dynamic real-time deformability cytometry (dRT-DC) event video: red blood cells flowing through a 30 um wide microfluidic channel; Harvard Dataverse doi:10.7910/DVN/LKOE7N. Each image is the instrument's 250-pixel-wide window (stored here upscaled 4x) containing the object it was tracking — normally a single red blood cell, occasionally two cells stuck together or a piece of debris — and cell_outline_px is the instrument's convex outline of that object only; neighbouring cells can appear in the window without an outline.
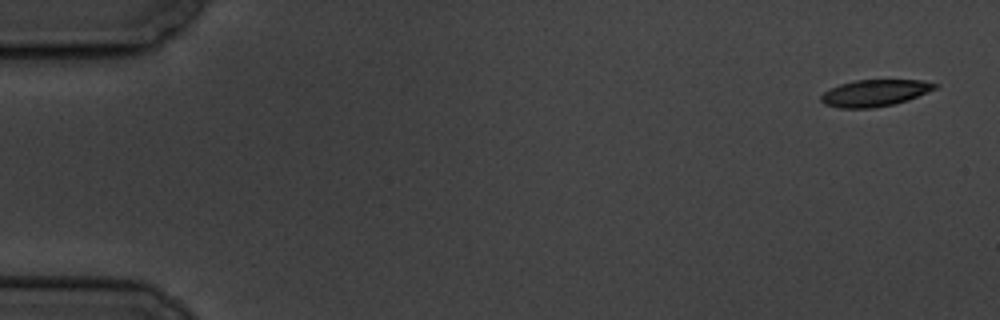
{"species": "common noctule bat (a hibernating species)", "species_latin": "Nyctalus noctula", "temperature_condition": "cold", "stored_images_in_passage": 5, "camera_frame_rate_fps": 3000, "um_per_image_px": 0.085, "animal": {"sex": "male", "body_mass_g": 19.5, "forearm_length_mm": 54.6}, "frame": {"image": 1, "passage_image": 1, "time_ms": 0.0, "image_size_px": [1000, 320], "cell_outline_px": [[940, 84], [936, 88], [908, 100], [892, 104], [872, 108], [840, 108], [824, 104], [820, 100], [820, 96], [824, 92], [840, 84], [856, 80], [920, 80]], "centroid_in_image_um": [74.35, 7.9], "position_along_channel_um": 10.7, "area_um2": 17.57}}
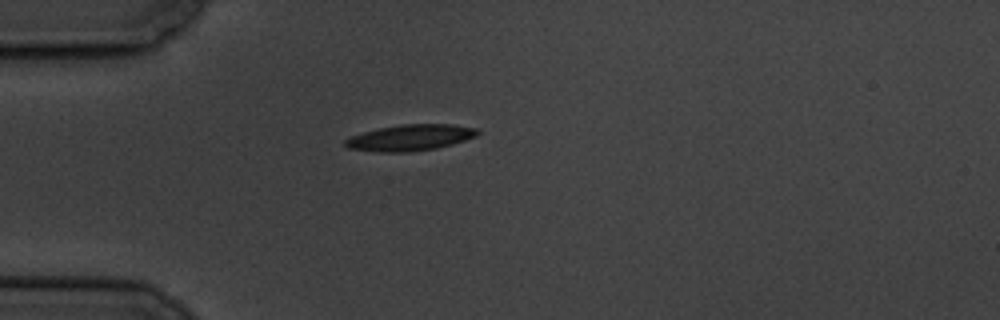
{"frame": {"image": 2, "passage_image": 5, "time_ms": 4.667, "image_size_px": [1000, 320], "cell_outline_px": [[480, 132], [476, 136], [452, 144], [436, 148], [408, 152], [380, 152], [348, 148], [344, 144], [344, 140], [352, 136], [364, 132], [380, 128], [404, 124], [452, 124], [476, 128]], "centroid_in_image_um": [34.88, 11.7], "position_along_channel_um": 50.1, "area_um2": 19.94}}